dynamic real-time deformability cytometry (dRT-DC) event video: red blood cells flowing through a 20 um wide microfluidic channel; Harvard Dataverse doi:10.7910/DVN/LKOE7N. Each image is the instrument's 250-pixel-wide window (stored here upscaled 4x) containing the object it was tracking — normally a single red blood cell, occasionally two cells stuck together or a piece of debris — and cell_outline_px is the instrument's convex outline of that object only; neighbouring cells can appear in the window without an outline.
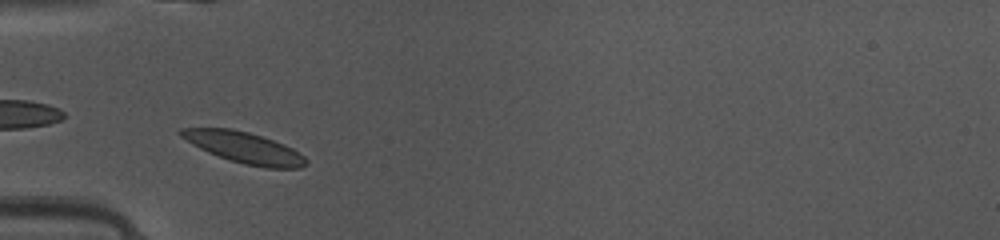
{"species": "common noctule bat (a hibernating species)", "species_latin": "Nyctalus noctula", "temperature_condition": "warm", "stored_images_in_passage": 34, "camera_frame_rate_fps": 3000, "um_per_image_px": 0.085, "animal": {"sex": "female", "body_mass_g": 10.0, "forearm_length_mm": 53.1}, "frame": {"image": 1, "passage_image": 1, "time_ms": 0.0, "image_size_px": [1000, 240], "cell_outline_px": [[308, 164], [300, 168], [264, 168], [244, 164], [228, 160], [208, 152], [192, 144], [180, 136], [176, 132], [180, 128], [232, 128], [248, 132], [284, 144], [292, 148], [304, 156], [308, 160]], "centroid_in_image_um": [20.75, 12.55], "position_along_channel_um": 64.3, "area_um2": 22.72}}
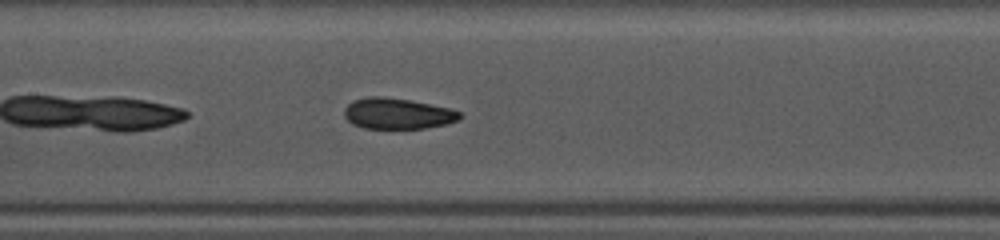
{"frame": {"image": 2, "passage_image": 9, "time_ms": 2.667, "image_size_px": [1000, 240], "cell_outline_px": [[460, 120], [444, 124], [424, 128], [364, 128], [352, 124], [344, 116], [344, 108], [352, 100], [368, 96], [384, 96], [408, 100], [452, 108], [460, 112]], "centroid_in_image_um": [33.76, 9.64], "position_along_channel_um": 173.6, "area_um2": 20.81}}
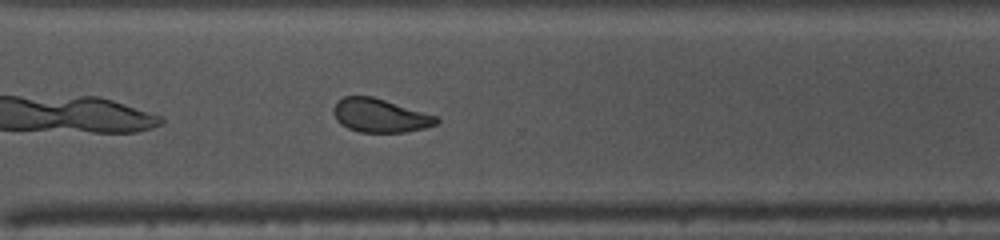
{"frame": {"image": 3, "passage_image": 21, "time_ms": 6.667, "image_size_px": [1000, 240], "cell_outline_px": [[440, 120], [436, 124], [424, 128], [404, 132], [360, 132], [348, 128], [340, 124], [336, 120], [332, 112], [332, 108], [336, 100], [344, 96], [372, 96], [436, 116]], "centroid_in_image_um": [32.23, 9.81], "position_along_channel_um": 338.4, "area_um2": 20.11}, "authors_computed_cell_mechanics": {"area_um2": 21.4438, "velocity_mm_per_s": 4.1364, "shape_relaxation_time_tau1_ms": 4.007, "shape_relaxation_time_tau2_ms": 1.8668, "deformation_change_tau1": 0.1227, "deformation_change_tau2": 0.0787}}